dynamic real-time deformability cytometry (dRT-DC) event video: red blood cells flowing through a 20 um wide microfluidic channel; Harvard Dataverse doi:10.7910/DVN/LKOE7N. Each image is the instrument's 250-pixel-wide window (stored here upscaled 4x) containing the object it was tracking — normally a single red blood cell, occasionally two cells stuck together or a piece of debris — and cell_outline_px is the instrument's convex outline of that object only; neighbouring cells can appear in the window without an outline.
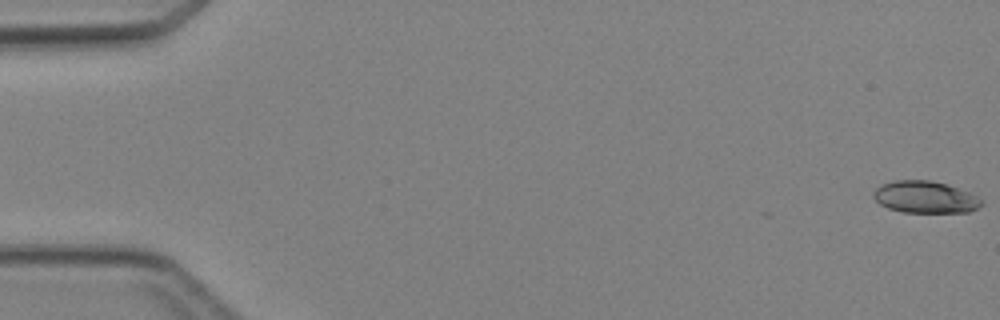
{"species": "Egyptian fruit bat (a non-hibernating species)", "species_latin": "Rousettus aegyptiacus", "temperature_condition": "cold", "stored_images_in_passage": 4, "camera_frame_rate_fps": 3000, "um_per_image_px": 0.085, "animal": {"sex": "female"}, "frame": {"image": 1, "passage_image": 1, "time_ms": 0.0, "image_size_px": [1000, 320], "cell_outline_px": [[984, 204], [968, 212], [904, 212], [888, 208], [880, 204], [872, 196], [872, 192], [876, 188], [884, 184], [896, 180], [928, 180], [944, 184], [968, 192], [984, 200]], "centroid_in_image_um": [78.63, 16.76], "position_along_channel_um": 6.4, "area_um2": 19.88}}
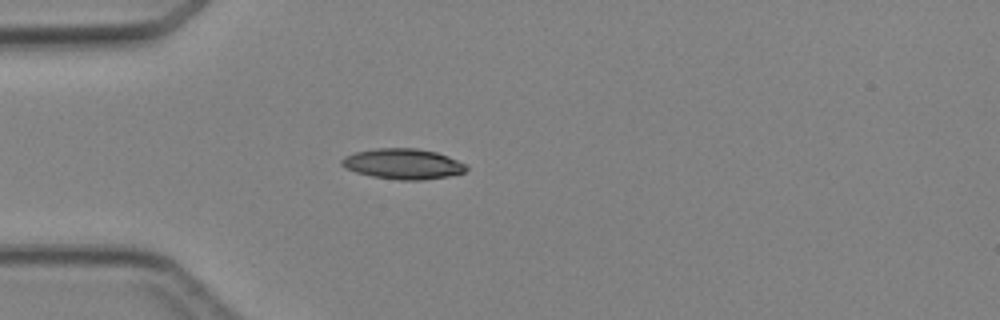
{"frame": {"image": 2, "passage_image": 4, "time_ms": 4.333, "image_size_px": [1000, 320], "cell_outline_px": [[468, 168], [464, 172], [448, 176], [420, 180], [400, 180], [372, 176], [356, 172], [340, 164], [340, 160], [344, 156], [356, 152], [376, 148], [416, 148], [436, 152], [448, 156], [468, 164]], "centroid_in_image_um": [34.28, 13.92], "position_along_channel_um": 50.7, "area_um2": 22.08}}